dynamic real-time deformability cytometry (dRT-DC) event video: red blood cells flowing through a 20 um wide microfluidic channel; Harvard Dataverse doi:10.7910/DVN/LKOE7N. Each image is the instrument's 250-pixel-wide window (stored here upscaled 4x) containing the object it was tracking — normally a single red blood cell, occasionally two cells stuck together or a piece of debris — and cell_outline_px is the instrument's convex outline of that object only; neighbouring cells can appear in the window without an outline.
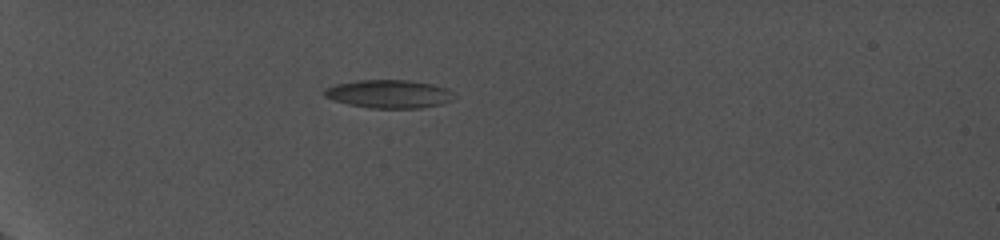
{"species": "common noctule bat (a hibernating species)", "species_latin": "Nyctalus noctula", "temperature_condition": "cold", "stored_images_in_passage": 22, "camera_frame_rate_fps": 5000, "um_per_image_px": 0.085, "animal": {"sex": "female", "body_mass_g": 19.0, "forearm_length_mm": 56.7}, "frame": {"image": 1, "passage_image": 1, "time_ms": 0.0, "image_size_px": [1000, 240], "cell_outline_px": [[452, 100], [440, 104], [420, 108], [368, 108], [348, 104], [332, 100], [324, 96], [324, 88], [336, 84], [356, 80], [408, 80], [432, 84], [448, 88], [452, 92]], "centroid_in_image_um": [33.02, 7.98], "position_along_channel_um": 52.0, "area_um2": 21.39}}
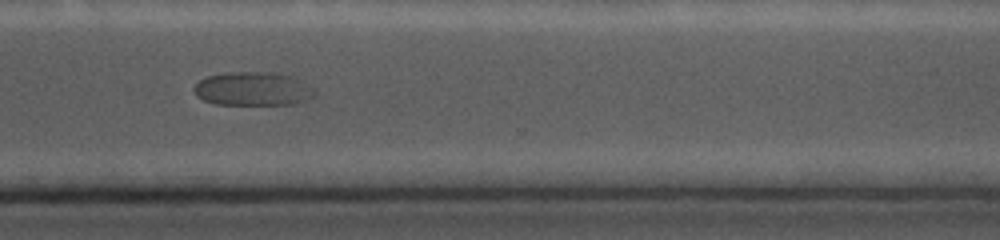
{"frame": {"image": 2, "passage_image": 18, "time_ms": 9.6, "image_size_px": [1000, 240], "cell_outline_px": [[316, 92], [312, 96], [304, 100], [292, 104], [216, 104], [204, 100], [196, 96], [196, 84], [200, 80], [208, 76], [228, 72], [280, 72], [292, 76]], "centroid_in_image_um": [21.47, 7.54], "position_along_channel_um": 349.1, "area_um2": 23.24}}
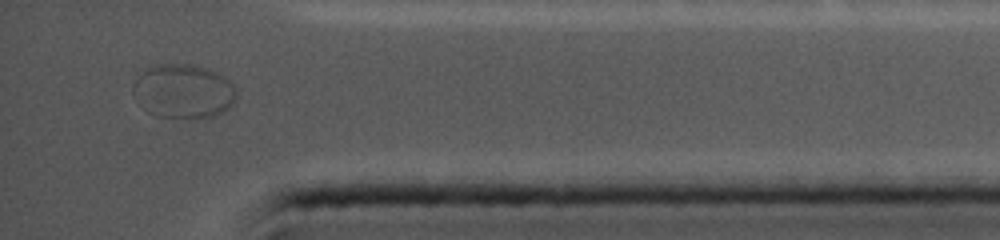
{"frame": {"image": 3, "passage_image": 21, "time_ms": 11.6, "image_size_px": [1000, 240], "cell_outline_px": [[236, 100], [228, 108], [212, 116], [200, 120], [184, 120], [156, 116], [132, 92], [132, 84], [152, 64], [188, 64], [208, 68], [224, 76], [236, 84]], "centroid_in_image_um": [15.66, 7.77], "position_along_channel_um": 419.5, "area_um2": 32.83}}